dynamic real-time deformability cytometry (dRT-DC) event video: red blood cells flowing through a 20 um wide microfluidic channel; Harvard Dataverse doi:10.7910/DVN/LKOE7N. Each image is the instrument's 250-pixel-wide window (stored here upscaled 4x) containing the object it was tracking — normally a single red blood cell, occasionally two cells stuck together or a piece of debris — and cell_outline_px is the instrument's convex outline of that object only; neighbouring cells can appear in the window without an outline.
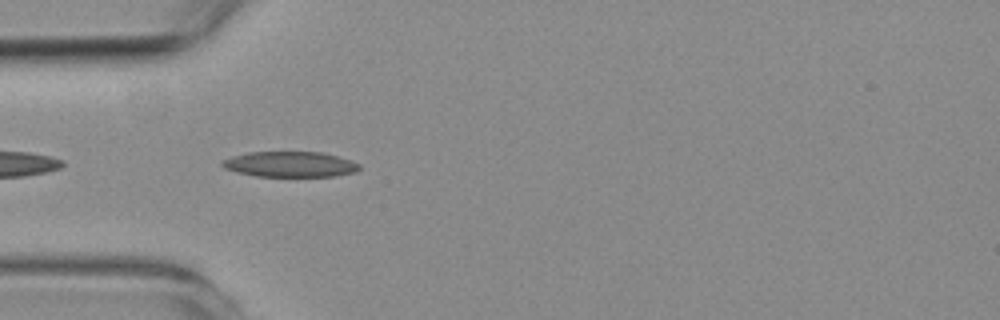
{"species": "common noctule bat (a hibernating species)", "species_latin": "Nyctalus noctula", "temperature_condition": "room temperature", "stored_images_in_passage": 7, "camera_frame_rate_fps": 3000, "um_per_image_px": 0.085, "animal": {"sex": "female", "body_mass_g": 19.3, "forearm_length_mm": 54.1}, "frame": {"image": 1, "passage_image": 2, "time_ms": 0.333, "image_size_px": [1000, 320], "cell_outline_px": [[360, 168], [356, 172], [332, 176], [256, 176], [224, 168], [220, 164], [220, 160], [232, 156], [248, 152], [320, 152], [336, 156], [360, 164]], "centroid_in_image_um": [24.62, 13.96], "position_along_channel_um": 60.4, "area_um2": 20.17}}
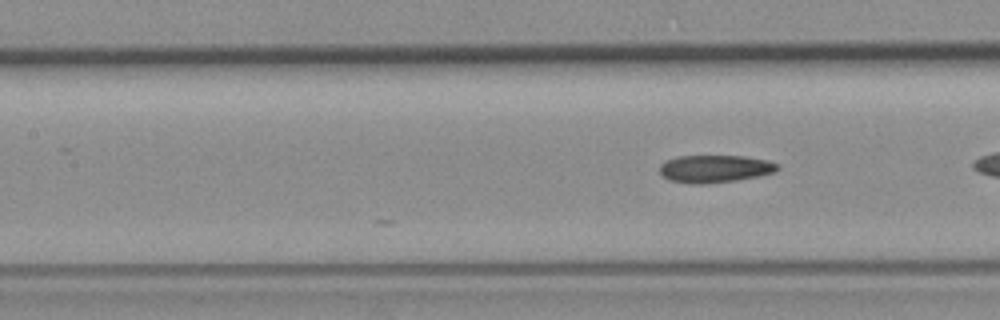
{"frame": {"image": 2, "passage_image": 7, "time_ms": 2.0, "image_size_px": [1000, 320], "cell_outline_px": [[780, 168], [776, 172], [736, 180], [704, 184], [692, 184], [668, 180], [660, 176], [660, 164], [676, 156], [744, 156], [768, 160], [780, 164]], "centroid_in_image_um": [60.76, 14.34], "position_along_channel_um": 146.6, "area_um2": 19.07}}